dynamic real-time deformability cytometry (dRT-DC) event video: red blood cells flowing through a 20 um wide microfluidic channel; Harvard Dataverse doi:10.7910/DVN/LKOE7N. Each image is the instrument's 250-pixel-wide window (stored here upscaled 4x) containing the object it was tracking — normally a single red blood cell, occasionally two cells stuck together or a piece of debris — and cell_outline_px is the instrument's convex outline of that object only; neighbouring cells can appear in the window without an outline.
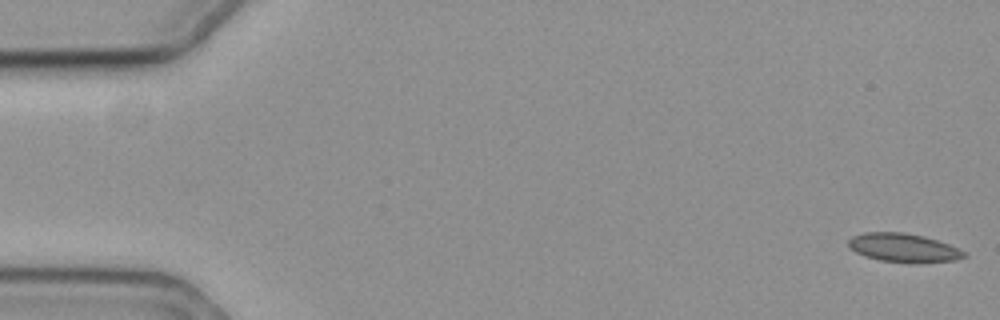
{"species": "common noctule bat (a hibernating species)", "species_latin": "Nyctalus noctula", "temperature_condition": "cold", "stored_images_in_passage": 60, "camera_frame_rate_fps": 3000, "um_per_image_px": 0.085, "animal": {"sex": "female", "body_mass_g": 19.3, "forearm_length_mm": 54.1}, "frame": {"image": 1, "passage_image": 1, "time_ms": 0.0, "image_size_px": [1000, 320], "cell_outline_px": [[968, 256], [956, 260], [920, 264], [916, 264], [880, 260], [864, 256], [848, 248], [848, 240], [852, 236], [864, 232], [904, 232], [924, 236], [948, 244], [968, 252]], "centroid_in_image_um": [76.82, 21.08], "position_along_channel_um": 8.2, "area_um2": 19.77}}
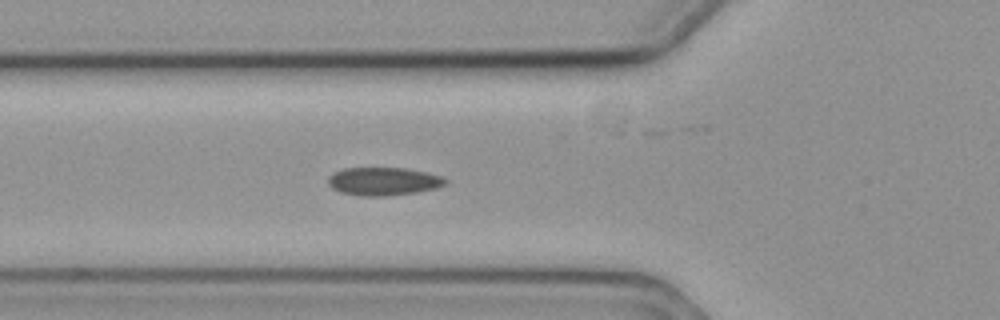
{"frame": {"image": 2, "passage_image": 21, "time_ms": 6.667, "image_size_px": [1000, 320], "cell_outline_px": [[448, 184], [436, 188], [416, 192], [384, 196], [364, 196], [340, 192], [332, 188], [328, 184], [328, 176], [344, 168], [404, 168], [428, 172], [444, 176], [448, 180]], "centroid_in_image_um": [32.64, 15.41], "position_along_channel_um": 93.2, "area_um2": 19.31}}
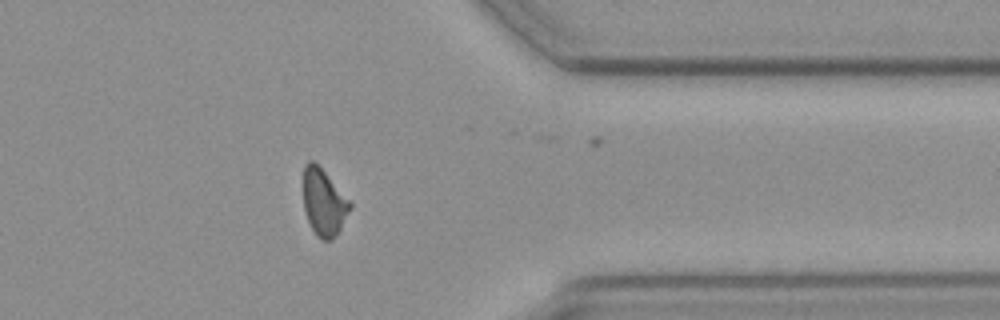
{"frame": {"image": 3, "passage_image": 47, "time_ms": 15.333, "image_size_px": [1000, 320], "cell_outline_px": [[352, 208], [340, 228], [332, 240], [320, 240], [316, 236], [304, 212], [304, 164], [308, 160], [312, 160], [324, 172], [352, 204]], "centroid_in_image_um": [27.51, 17.23], "position_along_channel_um": 383.9, "area_um2": 17.8}, "authors_computed_cell_mechanics": {"area_um2": 18.9006, "velocity_mm_per_s": 3.5182, "shape_relaxation_time_tau1_ms": null, "shape_relaxation_time_tau2_ms": 7.0537, "deformation_change_tau1": null, "deformation_change_tau2": 0.1103}}